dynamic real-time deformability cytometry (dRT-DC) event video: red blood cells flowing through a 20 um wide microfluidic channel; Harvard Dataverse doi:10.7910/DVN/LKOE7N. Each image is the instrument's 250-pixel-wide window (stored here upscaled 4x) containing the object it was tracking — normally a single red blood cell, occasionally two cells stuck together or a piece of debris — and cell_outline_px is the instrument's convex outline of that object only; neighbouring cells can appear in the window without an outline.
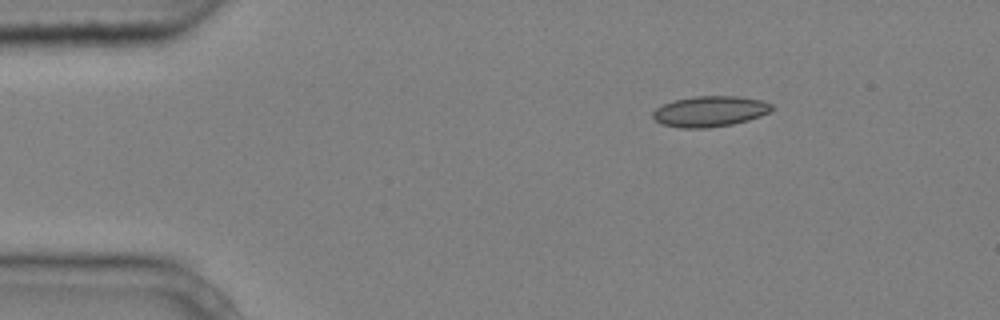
{"species": "common noctule bat (a hibernating species)", "species_latin": "Nyctalus noctula", "temperature_condition": "cold", "stored_images_in_passage": 3, "camera_frame_rate_fps": 3000, "um_per_image_px": 0.085, "animal": {"sex": "male", "body_mass_g": 20.4}, "frame": {"image": 1, "passage_image": 1, "time_ms": 0.0, "image_size_px": [1000, 320], "cell_outline_px": [[776, 108], [760, 116], [748, 120], [732, 124], [708, 128], [680, 128], [660, 124], [652, 116], [652, 112], [656, 108], [672, 100], [692, 96], [736, 96], [760, 100], [772, 104]], "centroid_in_image_um": [60.32, 9.46], "position_along_channel_um": 24.7, "area_um2": 21.39}}